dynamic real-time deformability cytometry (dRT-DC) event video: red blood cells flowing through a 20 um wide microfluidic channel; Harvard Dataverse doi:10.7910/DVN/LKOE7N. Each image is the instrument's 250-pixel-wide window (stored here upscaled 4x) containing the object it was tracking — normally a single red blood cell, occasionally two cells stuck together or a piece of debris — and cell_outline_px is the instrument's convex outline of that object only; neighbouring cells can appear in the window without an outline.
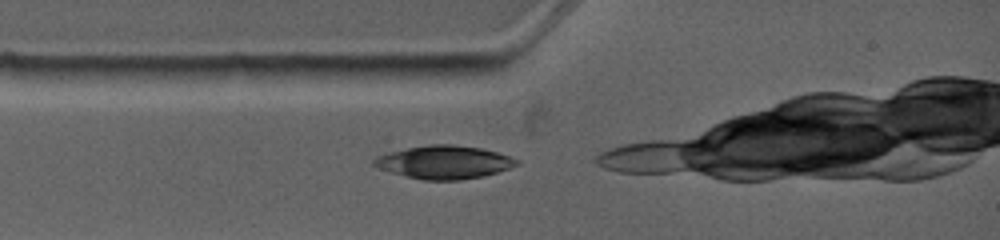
{"species": "common noctule bat (a hibernating species)", "species_latin": "Nyctalus noctula", "temperature_condition": "warm", "stored_images_in_passage": 2, "camera_frame_rate_fps": 4500, "um_per_image_px": 0.085, "animal": {"sex": "female", "body_mass_g": 19.0, "forearm_length_mm": 53.3}, "frame": {"image": 1, "passage_image": 1, "time_ms": 0.0, "image_size_px": [1000, 240], "cell_outline_px": [[520, 164], [496, 172], [480, 176], [460, 180], [424, 180], [392, 172], [380, 168], [372, 164], [372, 160], [376, 156], [388, 152], [428, 144], [452, 144], [480, 148], [496, 152], [520, 160]], "centroid_in_image_um": [37.74, 13.77], "position_along_channel_um": 47.3, "area_um2": 27.22}}